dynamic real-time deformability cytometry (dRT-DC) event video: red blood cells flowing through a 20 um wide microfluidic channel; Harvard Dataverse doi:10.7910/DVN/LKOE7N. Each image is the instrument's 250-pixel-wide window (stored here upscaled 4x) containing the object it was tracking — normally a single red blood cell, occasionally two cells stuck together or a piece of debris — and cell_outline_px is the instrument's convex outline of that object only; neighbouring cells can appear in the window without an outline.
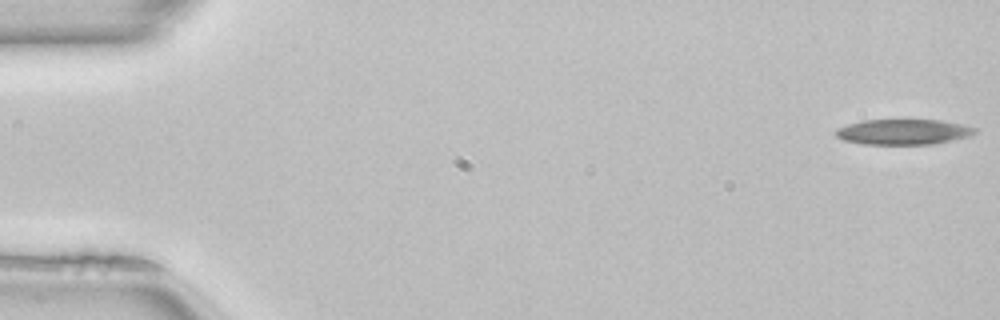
{"species": "common noctule bat (a hibernating species)", "species_latin": "Nyctalus noctula", "temperature_condition": "room temperature", "stored_images_in_passage": 50, "camera_frame_rate_fps": 3000, "um_per_image_px": 0.085, "animal": {"sex": "female", "body_mass_g": 22.7, "forearm_length_mm": 54.2}, "frame": {"image": 1, "passage_image": 1, "time_ms": 0.0, "image_size_px": [1000, 320], "cell_outline_px": [[976, 132], [968, 136], [932, 144], [864, 144], [844, 140], [836, 136], [836, 128], [848, 124], [864, 120], [940, 120], [964, 124], [976, 128]], "centroid_in_image_um": [76.77, 11.2], "position_along_channel_um": 8.2, "area_um2": 20.4}}
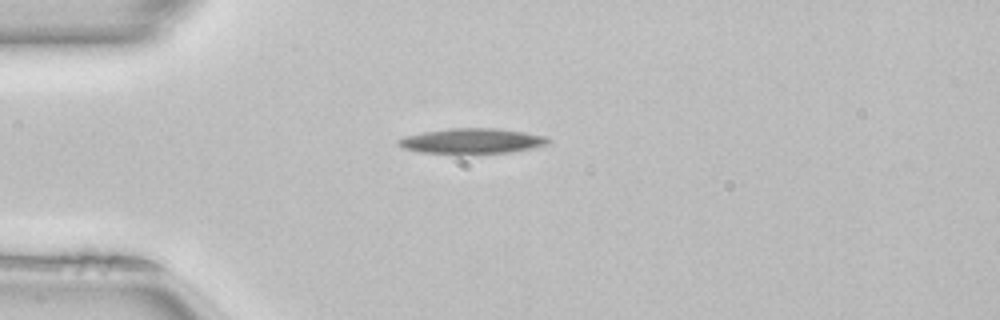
{"frame": {"image": 2, "passage_image": 13, "time_ms": 4.0, "image_size_px": [1000, 320], "cell_outline_px": [[552, 140], [548, 144], [536, 148], [508, 152], [460, 156], [424, 152], [404, 148], [396, 144], [396, 140], [408, 136], [424, 132], [452, 128], [496, 128], [524, 132], [548, 136]], "centroid_in_image_um": [40.17, 12.02], "position_along_channel_um": 44.8, "area_um2": 22.72}}
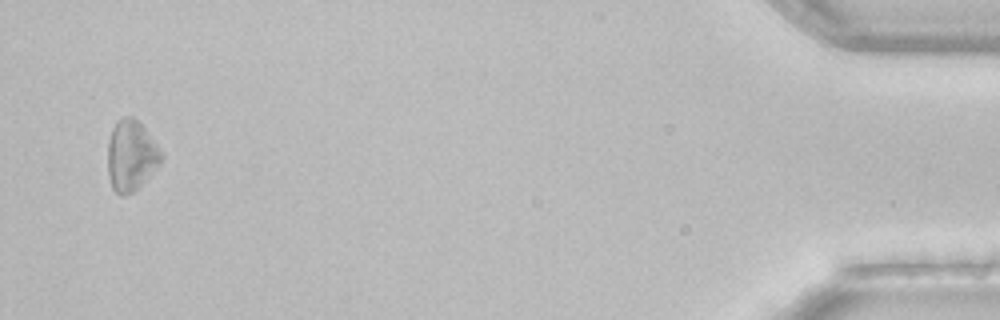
{"frame": {"image": 3, "passage_image": 49, "time_ms": 16.0, "image_size_px": [1000, 320], "cell_outline_px": [[164, 156], [160, 164], [132, 192], [124, 196], [116, 192], [112, 188], [108, 176], [108, 140], [112, 128], [116, 120], [124, 116], [132, 116], [144, 128], [160, 148]], "centroid_in_image_um": [11.13, 13.2], "position_along_channel_um": 424.1, "area_um2": 21.91}, "authors_computed_cell_mechanics": {"area_um2": 21.2704, "velocity_mm_per_s": 4.0642, "shape_relaxation_time_tau1_ms": 3.0439, "shape_relaxation_time_tau2_ms": null, "deformation_change_tau1": 0.0895, "deformation_change_tau2": null}}